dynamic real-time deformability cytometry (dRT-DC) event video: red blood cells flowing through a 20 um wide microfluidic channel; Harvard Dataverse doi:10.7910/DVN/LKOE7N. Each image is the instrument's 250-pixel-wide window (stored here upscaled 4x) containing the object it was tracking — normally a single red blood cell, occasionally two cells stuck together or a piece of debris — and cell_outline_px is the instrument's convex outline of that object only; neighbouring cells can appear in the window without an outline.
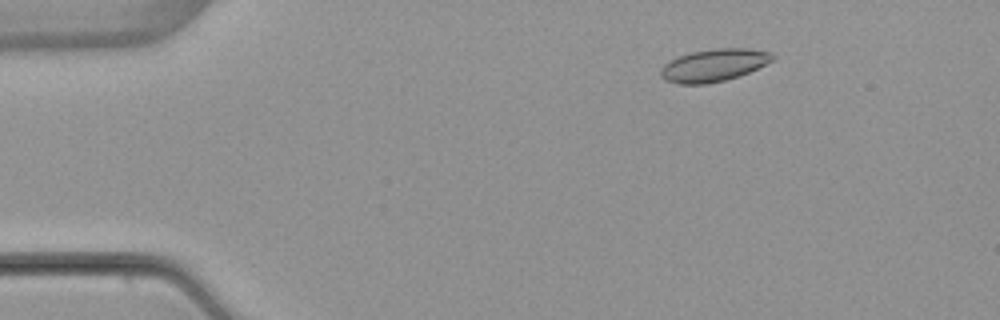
{"species": "common noctule bat (a hibernating species)", "species_latin": "Nyctalus noctula", "temperature_condition": "warm", "stored_images_in_passage": 5, "camera_frame_rate_fps": 3000, "um_per_image_px": 0.085, "animal": {"sex": "female", "body_mass_g": 22.7, "forearm_length_mm": 54.2}, "frame": {"image": 1, "passage_image": 3, "time_ms": 2.333, "image_size_px": [1000, 320], "cell_outline_px": [[776, 56], [772, 60], [740, 76], [708, 84], [680, 84], [664, 80], [660, 76], [660, 68], [664, 64], [680, 56], [692, 52], [716, 48], [748, 48], [772, 52]], "centroid_in_image_um": [60.67, 5.55], "position_along_channel_um": 24.3, "area_um2": 21.1}}